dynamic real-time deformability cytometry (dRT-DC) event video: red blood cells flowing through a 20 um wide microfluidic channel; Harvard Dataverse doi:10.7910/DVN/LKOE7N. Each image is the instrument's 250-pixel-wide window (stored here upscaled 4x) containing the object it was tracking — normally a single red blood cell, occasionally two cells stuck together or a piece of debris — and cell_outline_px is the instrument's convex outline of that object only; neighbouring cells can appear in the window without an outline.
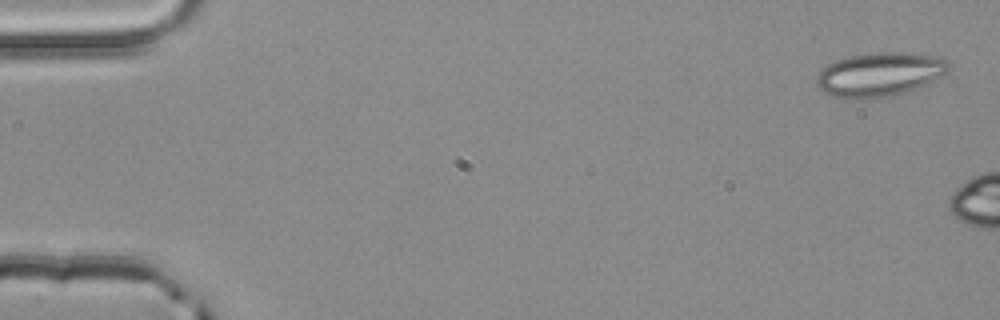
{"species": "common noctule bat (a hibernating species)", "species_latin": "Nyctalus noctula", "temperature_condition": "room temperature", "stored_images_in_passage": 3, "camera_frame_rate_fps": 3000, "um_per_image_px": 0.085, "animal": {"sex": "male", "body_mass_g": 20.4}, "frame": {"image": 1, "passage_image": 1, "time_ms": 0.0, "image_size_px": [1000, 320], "cell_outline_px": [[948, 72], [916, 88], [904, 92], [888, 96], [856, 100], [836, 96], [824, 92], [816, 84], [816, 76], [828, 64], [836, 60], [852, 56], [876, 52], [900, 52], [936, 56], [944, 60], [948, 64]], "centroid_in_image_um": [74.73, 6.33], "position_along_channel_um": 10.3, "area_um2": 33.29}}